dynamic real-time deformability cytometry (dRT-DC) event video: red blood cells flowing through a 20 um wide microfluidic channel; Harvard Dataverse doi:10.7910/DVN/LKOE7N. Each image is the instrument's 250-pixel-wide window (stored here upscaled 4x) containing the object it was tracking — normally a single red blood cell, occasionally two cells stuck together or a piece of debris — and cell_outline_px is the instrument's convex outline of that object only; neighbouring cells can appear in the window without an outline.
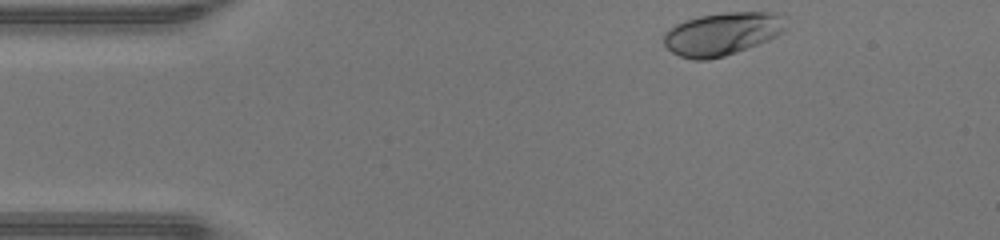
{"species": "human", "species_latin": "Homo sapiens", "temperature_condition": "warm", "stored_images_in_passage": 35, "camera_frame_rate_fps": 3000, "um_per_image_px": 0.085, "donor": {"sex": "male"}, "frame": {"image": 1, "passage_image": 1, "time_ms": 0.0, "image_size_px": [1000, 240], "cell_outline_px": [[788, 16], [784, 28], [776, 36], [768, 40], [736, 52], [724, 56], [708, 60], [692, 60], [680, 56], [672, 52], [664, 44], [664, 32], [676, 24], [684, 20], [700, 16], [724, 12], [776, 12]], "centroid_in_image_um": [61.39, 2.86], "position_along_channel_um": 23.6, "area_um2": 30.63}}
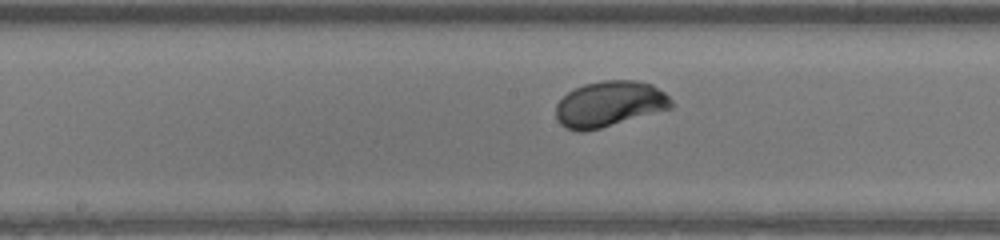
{"frame": {"image": 2, "passage_image": 18, "time_ms": 5.667, "image_size_px": [1000, 240], "cell_outline_px": [[672, 108], [600, 128], [584, 132], [580, 132], [568, 128], [560, 124], [556, 116], [556, 104], [568, 92], [584, 84], [604, 80], [636, 80], [652, 84], [664, 92], [672, 100]], "centroid_in_image_um": [51.81, 8.83], "position_along_channel_um": 196.4, "area_um2": 30.58}}
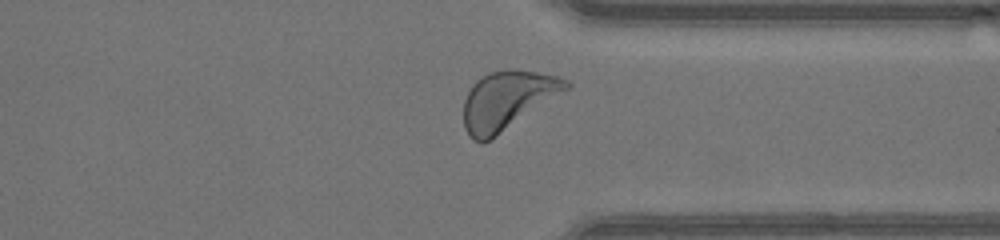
{"frame": {"image": 3, "passage_image": 30, "time_ms": 9.667, "image_size_px": [1000, 240], "cell_outline_px": [[572, 84], [568, 88], [492, 140], [480, 144], [472, 140], [468, 136], [464, 128], [464, 100], [472, 84], [476, 80], [488, 72], [504, 68], [508, 68], [536, 72], [556, 76], [568, 80]], "centroid_in_image_um": [43.07, 8.54], "position_along_channel_um": 368.3, "area_um2": 35.08}, "authors_computed_cell_mechanics": {"area_um2": 30.2294, "velocity_mm_per_s": 4.3493, "shape_relaxation_time_tau1_ms": 1.836, "shape_relaxation_time_tau2_ms": null, "deformation_change_tau1": 0.1427, "deformation_change_tau2": null}}